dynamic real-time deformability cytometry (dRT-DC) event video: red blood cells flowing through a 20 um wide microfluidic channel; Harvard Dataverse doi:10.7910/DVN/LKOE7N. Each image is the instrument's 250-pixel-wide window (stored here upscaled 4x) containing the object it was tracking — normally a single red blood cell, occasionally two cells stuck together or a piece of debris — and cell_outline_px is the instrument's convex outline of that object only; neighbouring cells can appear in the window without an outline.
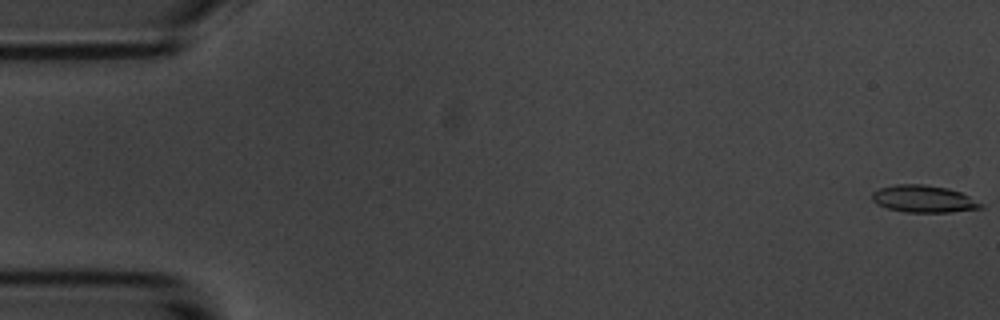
{"species": "common noctule bat (a hibernating species)", "species_latin": "Nyctalus noctula", "temperature_condition": "room temperature", "stored_images_in_passage": 56, "camera_frame_rate_fps": 3000, "um_per_image_px": 0.085, "animal": {"sex": "male", "body_mass_g": 20.1, "forearm_length_mm": 53.5}, "frame": {"image": 1, "passage_image": 1, "time_ms": 0.0, "image_size_px": [1000, 320], "cell_outline_px": [[984, 208], [952, 212], [904, 212], [888, 208], [876, 204], [872, 200], [872, 192], [880, 188], [896, 184], [924, 184], [948, 188], [960, 192], [968, 196], [980, 204]], "centroid_in_image_um": [78.47, 16.9], "position_along_channel_um": 6.5, "area_um2": 17.11}}
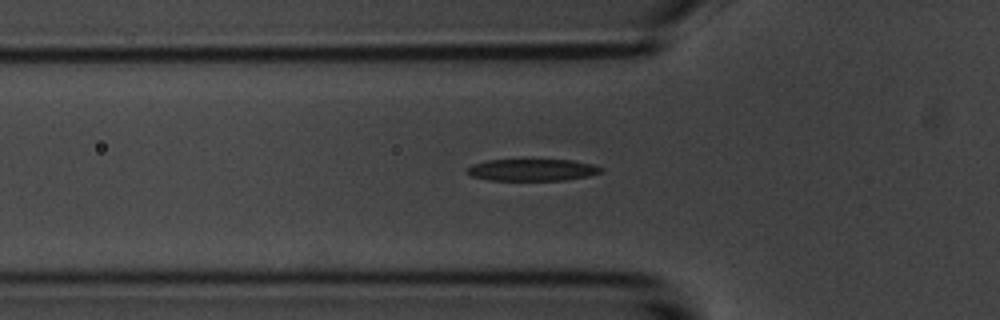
{"frame": {"image": 2, "passage_image": 19, "time_ms": 6.0, "image_size_px": [1000, 320], "cell_outline_px": [[604, 168], [600, 172], [588, 176], [564, 180], [488, 180], [472, 176], [468, 172], [468, 168], [472, 164], [488, 160], [572, 160], [592, 164]], "centroid_in_image_um": [45.25, 14.44], "position_along_channel_um": 80.6, "area_um2": 16.88}}
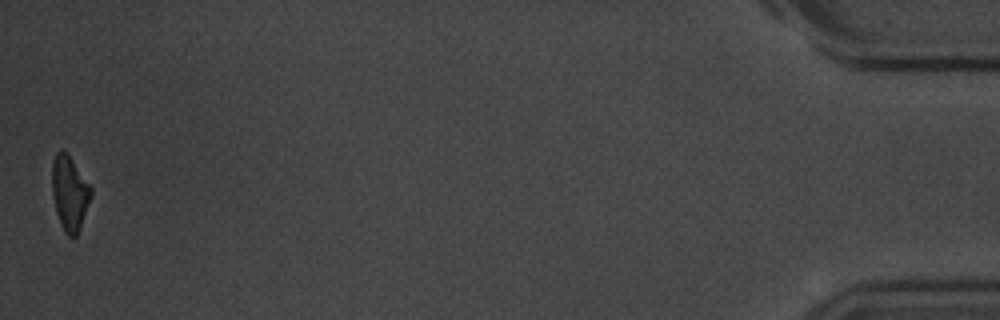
{"frame": {"image": 3, "passage_image": 56, "time_ms": 18.333, "image_size_px": [1000, 320], "cell_outline_px": [[92, 196], [80, 228], [76, 236], [68, 236], [64, 232], [56, 212], [52, 192], [52, 164], [56, 152], [60, 148], [64, 148], [68, 152], [92, 188]], "centroid_in_image_um": [5.92, 16.36], "position_along_channel_um": 429.3, "area_um2": 17.17}, "authors_computed_cell_mechanics": {"area_um2": 17.9469, "velocity_mm_per_s": 3.5934, "shape_relaxation_time_tau1_ms": 2.9017, "shape_relaxation_time_tau2_ms": 6.0339, "deformation_change_tau1": 0.1592, "deformation_change_tau2": 0.1757}}